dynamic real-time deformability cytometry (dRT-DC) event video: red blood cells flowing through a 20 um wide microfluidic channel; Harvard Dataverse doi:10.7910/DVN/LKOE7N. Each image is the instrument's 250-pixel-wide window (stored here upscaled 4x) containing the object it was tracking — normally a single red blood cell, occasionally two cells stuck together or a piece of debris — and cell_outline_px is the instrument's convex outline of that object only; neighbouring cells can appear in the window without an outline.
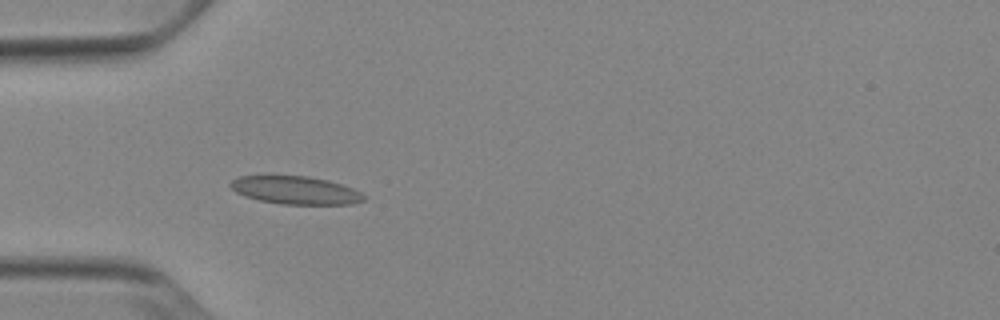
{"species": "Egyptian fruit bat (a non-hibernating species)", "species_latin": "Rousettus aegyptiacus", "temperature_condition": "cold", "stored_images_in_passage": 37, "camera_frame_rate_fps": 3000, "um_per_image_px": 0.085, "animal": {"sex": "female"}, "frame": {"image": 1, "passage_image": 1, "time_ms": 0.0, "image_size_px": [1000, 320], "cell_outline_px": [[364, 200], [352, 204], [284, 204], [260, 200], [244, 196], [236, 192], [228, 184], [232, 180], [240, 176], [264, 172], [268, 172], [308, 176], [328, 180], [352, 188], [360, 192], [364, 196]], "centroid_in_image_um": [25.01, 16.1], "position_along_channel_um": 60.0, "area_um2": 22.54}}
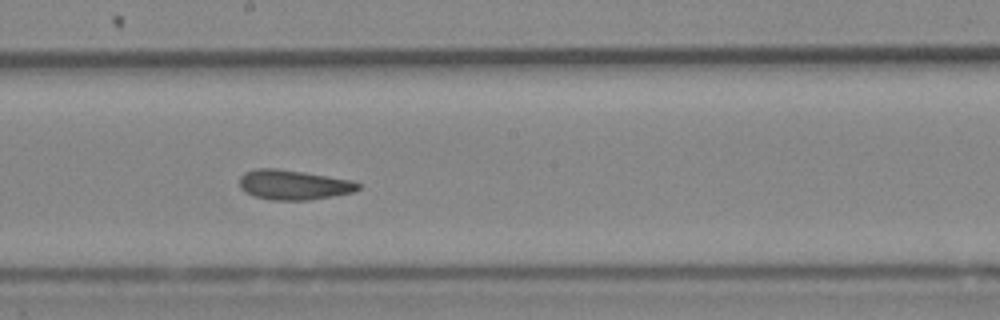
{"frame": {"image": 2, "passage_image": 14, "time_ms": 4.333, "image_size_px": [1000, 320], "cell_outline_px": [[360, 188], [352, 192], [332, 196], [308, 200], [272, 200], [252, 196], [244, 192], [240, 188], [240, 176], [244, 172], [256, 168], [276, 168], [352, 180], [360, 184]], "centroid_in_image_um": [24.9, 15.71], "position_along_channel_um": 223.3, "area_um2": 20.58}}
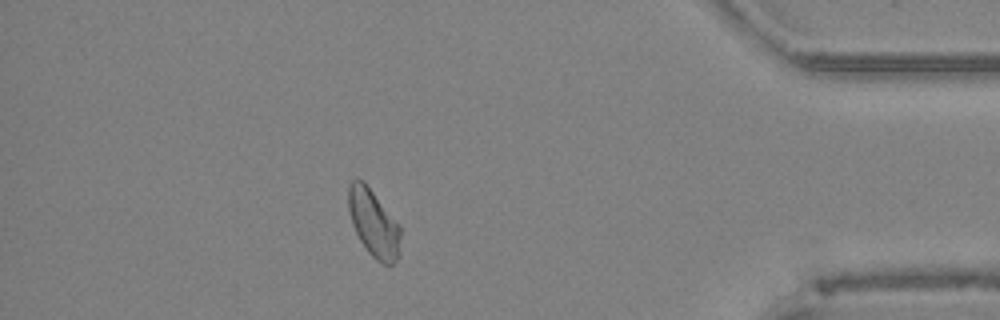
{"frame": {"image": 3, "passage_image": 31, "time_ms": 10.0, "image_size_px": [1000, 320], "cell_outline_px": [[400, 256], [392, 264], [384, 264], [376, 260], [368, 252], [360, 240], [352, 224], [348, 208], [348, 184], [356, 176], [364, 180], [400, 224]], "centroid_in_image_um": [31.76, 18.93], "position_along_channel_um": 403.4, "area_um2": 20.87}, "authors_computed_cell_mechanics": {"area_um2": 20.6924, "velocity_mm_per_s": 3.8671, "shape_relaxation_time_tau1_ms": null, "shape_relaxation_time_tau2_ms": 1.7148, "deformation_change_tau1": null, "deformation_change_tau2": 0.0536}}